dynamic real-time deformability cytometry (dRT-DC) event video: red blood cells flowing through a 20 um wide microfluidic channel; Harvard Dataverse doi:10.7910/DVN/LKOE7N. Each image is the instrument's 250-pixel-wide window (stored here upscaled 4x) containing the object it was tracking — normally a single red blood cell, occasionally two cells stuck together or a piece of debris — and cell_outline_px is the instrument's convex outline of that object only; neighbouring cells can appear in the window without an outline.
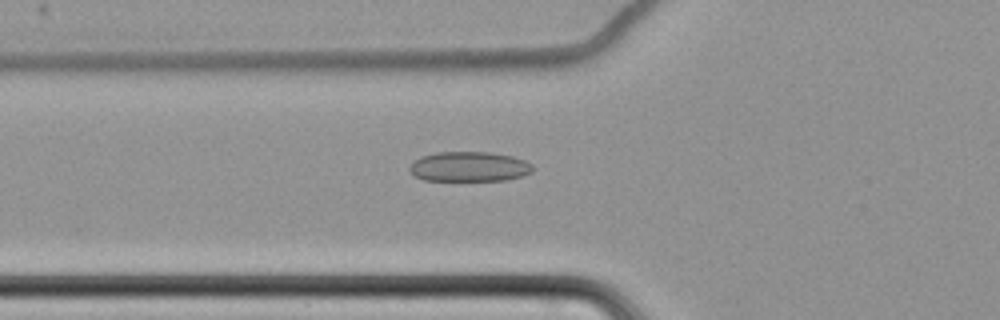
{"species": "common noctule bat (a hibernating species)", "species_latin": "Nyctalus noctula", "temperature_condition": "cold", "stored_images_in_passage": 62, "camera_frame_rate_fps": 3000, "um_per_image_px": 0.085, "animal": {"sex": "female", "body_mass_g": 22.7, "forearm_length_mm": 54.2}, "frame": {"image": 1, "passage_image": 25, "time_ms": 8.0, "image_size_px": [1000, 320], "cell_outline_px": [[536, 168], [532, 172], [524, 176], [508, 180], [424, 180], [412, 176], [408, 172], [408, 168], [420, 156], [436, 152], [492, 152], [512, 156], [524, 160], [532, 164]], "centroid_in_image_um": [39.9, 14.17], "position_along_channel_um": 85.9, "area_um2": 21.79}}
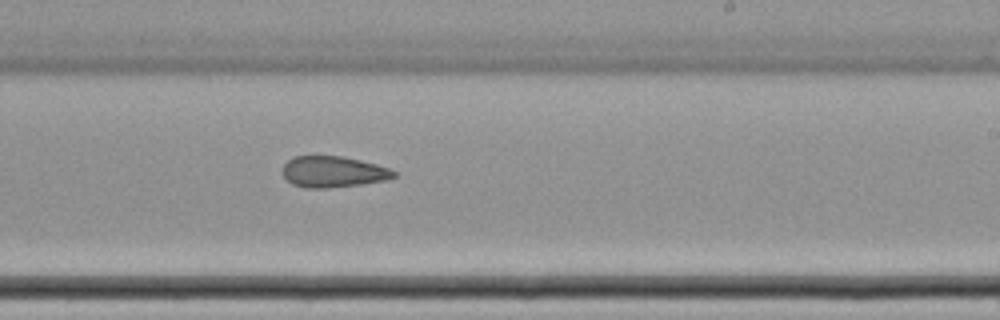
{"frame": {"image": 2, "passage_image": 40, "time_ms": 13.0, "image_size_px": [1000, 320], "cell_outline_px": [[396, 176], [384, 180], [360, 184], [328, 188], [304, 188], [292, 184], [280, 172], [284, 164], [292, 156], [344, 156], [376, 164], [388, 168], [396, 172]], "centroid_in_image_um": [28.27, 14.6], "position_along_channel_um": 260.7, "area_um2": 20.23}}
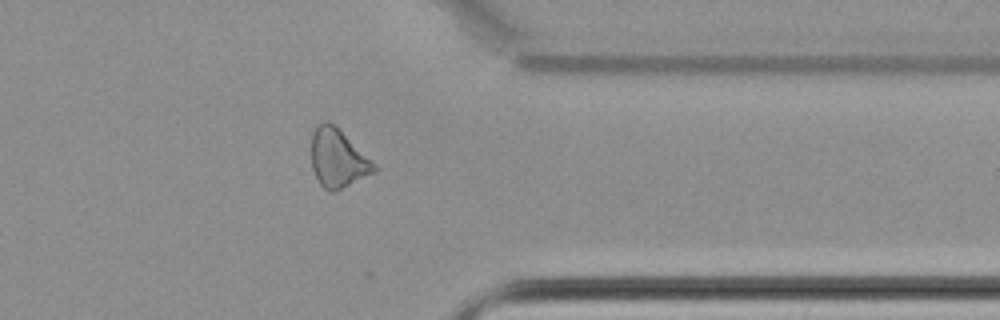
{"frame": {"image": 3, "passage_image": 51, "time_ms": 16.667, "image_size_px": [1000, 320], "cell_outline_px": [[376, 172], [336, 192], [328, 192], [320, 184], [312, 168], [312, 132], [324, 120], [328, 120], [376, 164]], "centroid_in_image_um": [28.72, 13.51], "position_along_channel_um": 382.7, "area_um2": 21.1}, "authors_computed_cell_mechanics": {"area_um2": 22.6576, "velocity_mm_per_s": 3.4965, "shape_relaxation_time_tau1_ms": null, "shape_relaxation_time_tau2_ms": 7.1103, "deformation_change_tau1": null, "deformation_change_tau2": 0.1303}}